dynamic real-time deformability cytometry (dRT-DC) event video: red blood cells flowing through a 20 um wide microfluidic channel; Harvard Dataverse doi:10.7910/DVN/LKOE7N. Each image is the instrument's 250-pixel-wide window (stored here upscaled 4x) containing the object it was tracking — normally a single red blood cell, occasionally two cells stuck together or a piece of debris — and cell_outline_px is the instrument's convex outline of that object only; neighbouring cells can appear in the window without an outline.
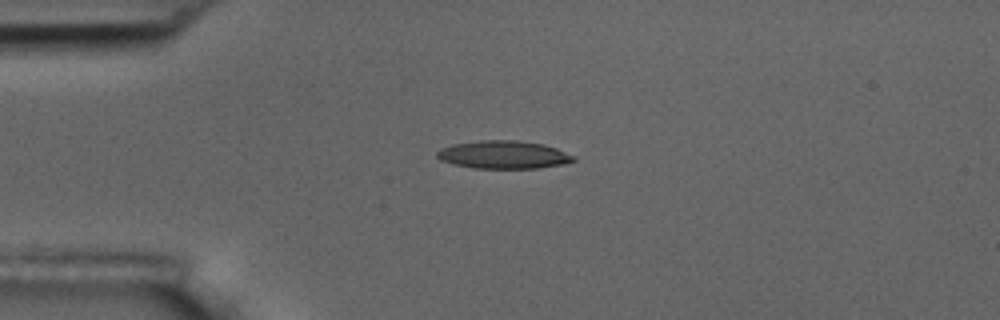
{"species": "common noctule bat (a hibernating species)", "species_latin": "Nyctalus noctula", "temperature_condition": "room temperature", "stored_images_in_passage": 12, "camera_frame_rate_fps": 3000, "um_per_image_px": 0.085, "animal": {"sex": "male", "body_mass_g": 17.5, "forearm_length_mm": 52.3}, "frame": {"image": 1, "passage_image": 1, "time_ms": 0.0, "image_size_px": [1000, 320], "cell_outline_px": [[576, 160], [564, 164], [540, 168], [472, 168], [452, 164], [440, 160], [436, 156], [436, 152], [440, 148], [452, 144], [480, 140], [516, 140], [544, 144], [556, 148], [576, 156]], "centroid_in_image_um": [42.79, 13.15], "position_along_channel_um": 42.2, "area_um2": 22.48}}
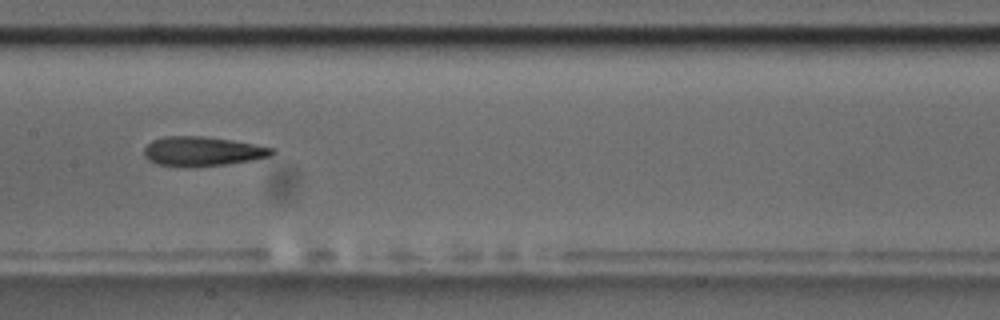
{"frame": {"image": 2, "passage_image": 5, "time_ms": 4.667, "image_size_px": [1000, 320], "cell_outline_px": [[276, 152], [272, 156], [252, 160], [228, 164], [192, 168], [156, 164], [148, 160], [144, 156], [144, 148], [152, 140], [164, 136], [204, 136], [232, 140], [256, 144], [276, 148]], "centroid_in_image_um": [17.23, 12.87], "position_along_channel_um": 190.2, "area_um2": 22.43}}
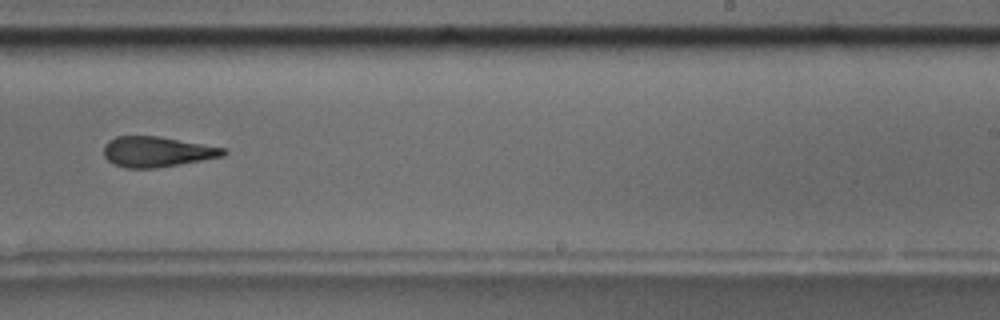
{"frame": {"image": 3, "passage_image": 7, "time_ms": 7.0, "image_size_px": [1000, 320], "cell_outline_px": [[228, 152], [224, 156], [156, 168], [124, 168], [108, 160], [104, 156], [104, 144], [108, 140], [116, 136], [160, 136], [228, 148]], "centroid_in_image_um": [13.37, 12.88], "position_along_channel_um": 275.6, "area_um2": 21.33}, "authors_computed_cell_mechanics": {"area_um2": 21.9929, "velocity_mm_per_s": 3.676, "shape_relaxation_time_tau1_ms": 5.5031, "shape_relaxation_time_tau2_ms": 3.1725, "deformation_change_tau1": 0.1882, "deformation_change_tau2": 0.1355}}